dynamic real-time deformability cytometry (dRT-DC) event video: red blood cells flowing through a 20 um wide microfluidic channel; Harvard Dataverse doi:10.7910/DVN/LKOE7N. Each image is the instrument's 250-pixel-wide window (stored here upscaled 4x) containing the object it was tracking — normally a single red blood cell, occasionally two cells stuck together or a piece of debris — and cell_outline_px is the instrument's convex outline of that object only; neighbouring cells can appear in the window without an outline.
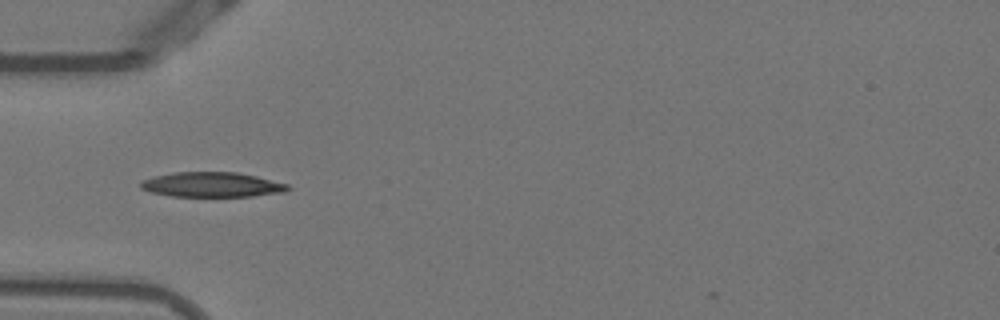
{"species": "Egyptian fruit bat (a non-hibernating species)", "species_latin": "Rousettus aegyptiacus", "temperature_condition": "warm", "stored_images_in_passage": 37, "camera_frame_rate_fps": 3000, "um_per_image_px": 0.085, "animal": {"sex": "female"}, "frame": {"image": 1, "passage_image": 1, "time_ms": 0.0, "image_size_px": [1000, 320], "cell_outline_px": [[292, 188], [284, 192], [252, 196], [172, 196], [152, 192], [140, 188], [140, 184], [144, 180], [152, 176], [176, 172], [236, 172], [256, 176], [288, 184]], "centroid_in_image_um": [18.03, 15.69], "position_along_channel_um": 67.0, "area_um2": 21.21}}
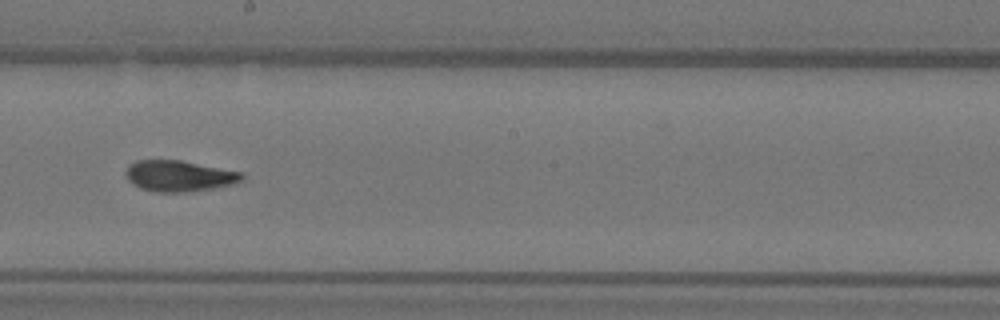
{"frame": {"image": 2, "passage_image": 14, "time_ms": 4.333, "image_size_px": [1000, 320], "cell_outline_px": [[244, 180], [232, 184], [212, 188], [184, 192], [156, 192], [140, 188], [132, 184], [128, 180], [124, 172], [128, 164], [136, 160], [180, 160], [244, 172]], "centroid_in_image_um": [15.21, 14.95], "position_along_channel_um": 233.0, "area_um2": 21.15}}
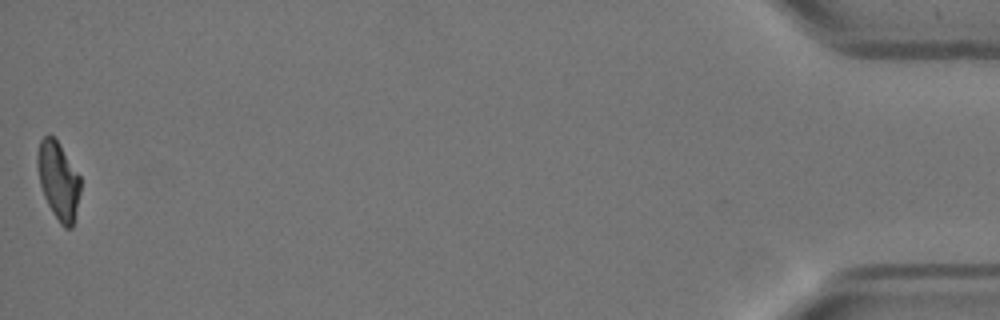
{"frame": {"image": 3, "passage_image": 37, "time_ms": 12.0, "image_size_px": [1000, 320], "cell_outline_px": [[80, 192], [72, 228], [64, 228], [60, 224], [52, 212], [44, 196], [40, 184], [36, 164], [36, 152], [40, 140], [48, 132], [56, 140], [80, 176]], "centroid_in_image_um": [4.93, 15.33], "position_along_channel_um": 430.3, "area_um2": 19.42}, "authors_computed_cell_mechanics": {"area_um2": 20.7502, "velocity_mm_per_s": 3.8281, "shape_relaxation_time_tau1_ms": 4.7381, "shape_relaxation_time_tau2_ms": 1.7906, "deformation_change_tau1": 0.1948, "deformation_change_tau2": 0.0917}}